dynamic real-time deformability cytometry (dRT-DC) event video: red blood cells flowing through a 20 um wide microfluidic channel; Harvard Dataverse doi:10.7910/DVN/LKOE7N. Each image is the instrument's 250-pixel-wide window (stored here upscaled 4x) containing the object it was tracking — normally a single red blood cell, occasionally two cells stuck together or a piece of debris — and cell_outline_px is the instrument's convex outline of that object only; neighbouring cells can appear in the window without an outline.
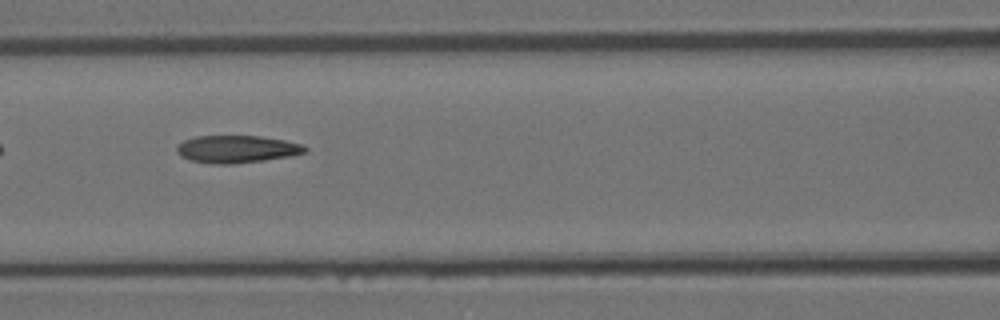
{"species": "Egyptian fruit bat (a non-hibernating species)", "species_latin": "Rousettus aegyptiacus", "temperature_condition": "room temperature", "stored_images_in_passage": 9, "camera_frame_rate_fps": 3000, "um_per_image_px": 0.085, "animal": {"sex": "female"}, "frame": {"image": 1, "passage_image": 6, "time_ms": 1.667, "image_size_px": [1000, 320], "cell_outline_px": [[308, 148], [304, 152], [292, 156], [264, 160], [232, 164], [212, 164], [188, 160], [180, 156], [176, 152], [176, 148], [184, 140], [196, 136], [260, 136], [284, 140], [300, 144]], "centroid_in_image_um": [20.09, 12.68], "position_along_channel_um": 146.5, "area_um2": 20.52}}
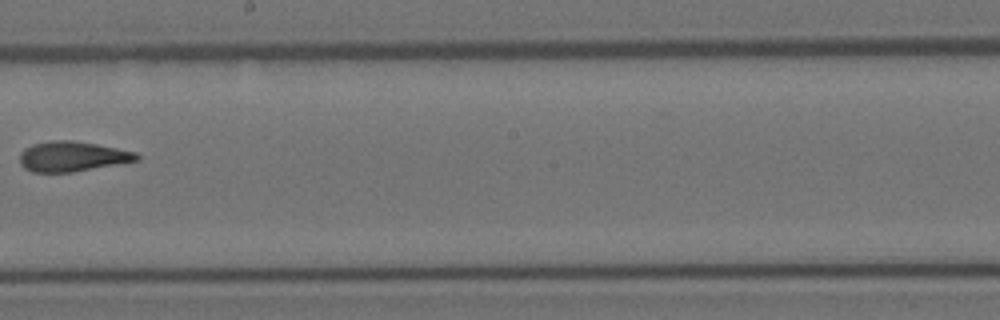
{"frame": {"image": 2, "passage_image": 8, "time_ms": 2.333, "image_size_px": [1000, 320], "cell_outline_px": [[140, 160], [72, 172], [32, 172], [24, 168], [20, 164], [20, 152], [24, 148], [32, 144], [52, 140], [72, 140], [96, 144], [136, 152], [140, 156]], "centroid_in_image_um": [6.12, 13.29], "position_along_channel_um": 242.1, "area_um2": 20.52}}
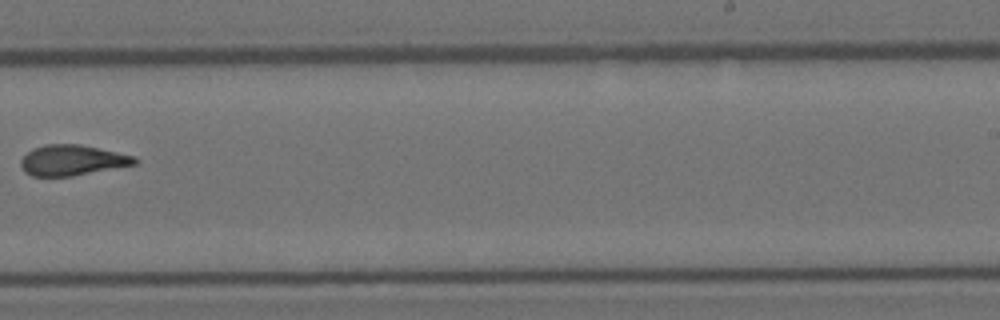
{"frame": {"image": 3, "passage_image": 9, "time_ms": 2.667, "image_size_px": [1000, 320], "cell_outline_px": [[140, 160], [136, 164], [72, 176], [32, 176], [24, 172], [20, 164], [20, 160], [32, 148], [44, 144], [80, 144], [136, 156]], "centroid_in_image_um": [6.14, 13.61], "position_along_channel_um": 282.9, "area_um2": 20.35}}